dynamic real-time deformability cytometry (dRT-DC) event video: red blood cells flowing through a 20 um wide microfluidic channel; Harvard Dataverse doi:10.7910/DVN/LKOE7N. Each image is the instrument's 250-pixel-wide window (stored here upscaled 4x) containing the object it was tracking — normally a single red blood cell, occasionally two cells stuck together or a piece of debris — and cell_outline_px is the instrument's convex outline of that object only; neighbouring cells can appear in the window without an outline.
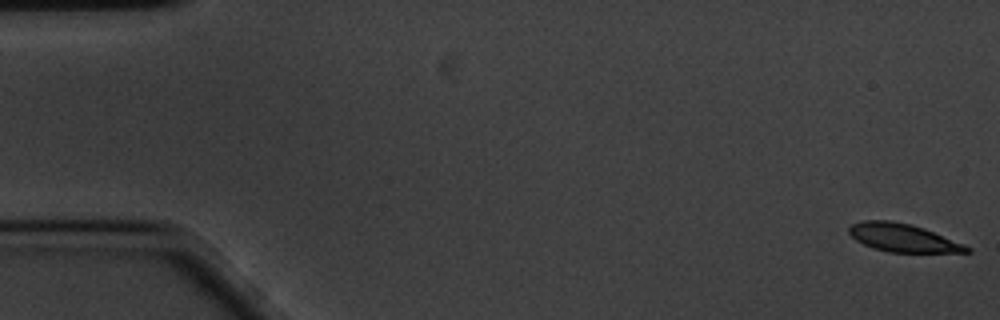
{"species": "common noctule bat (a hibernating species)", "species_latin": "Nyctalus noctula", "temperature_condition": "cold", "stored_images_in_passage": 59, "camera_frame_rate_fps": 3000, "um_per_image_px": 0.085, "animal": {"sex": "male", "body_mass_g": 20.1, "forearm_length_mm": 53.5}, "frame": {"image": 1, "passage_image": 1, "time_ms": 0.0, "image_size_px": [1000, 320], "cell_outline_px": [[972, 252], [888, 252], [872, 248], [856, 240], [848, 232], [848, 228], [852, 224], [864, 220], [892, 220], [912, 224], [924, 228], [964, 244], [972, 248]], "centroid_in_image_um": [76.74, 20.2], "position_along_channel_um": 8.3, "area_um2": 19.31}}
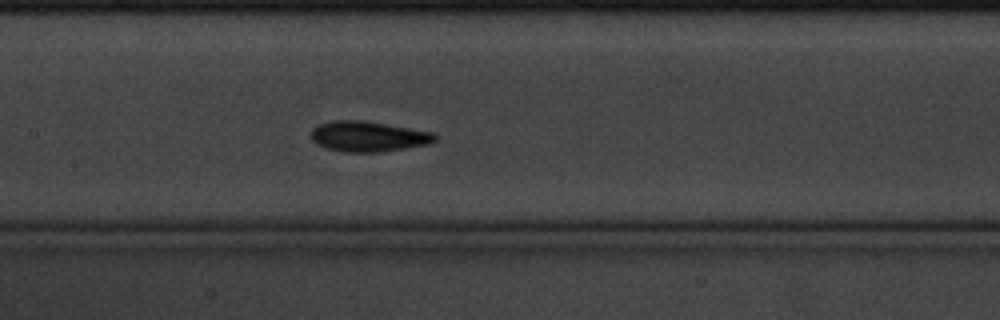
{"frame": {"image": 2, "passage_image": 28, "time_ms": 9.0, "image_size_px": [1000, 320], "cell_outline_px": [[436, 140], [428, 144], [380, 152], [344, 152], [324, 148], [316, 144], [312, 140], [312, 128], [320, 124], [332, 120], [364, 120], [432, 132], [436, 136]], "centroid_in_image_um": [31.26, 11.6], "position_along_channel_um": 176.1, "area_um2": 21.91}}
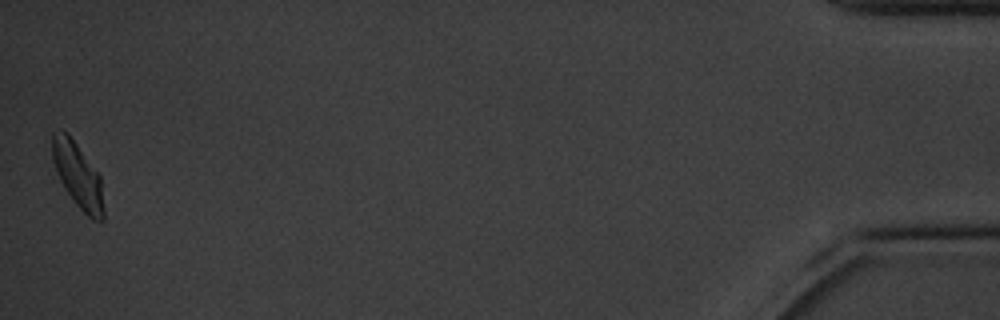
{"frame": {"image": 3, "passage_image": 59, "time_ms": 19.333, "image_size_px": [1000, 320], "cell_outline_px": [[104, 220], [92, 220], [72, 200], [64, 188], [56, 172], [52, 160], [52, 132], [60, 128], [68, 132], [100, 176], [104, 208]], "centroid_in_image_um": [6.59, 14.88], "position_along_channel_um": 428.6, "area_um2": 19.65}, "authors_computed_cell_mechanics": {"area_um2": 20.3456, "velocity_mm_per_s": 3.3478, "shape_relaxation_time_tau1_ms": 2.3277, "shape_relaxation_time_tau2_ms": 2.9875, "deformation_change_tau1": 0.1276, "deformation_change_tau2": 0.0879}}